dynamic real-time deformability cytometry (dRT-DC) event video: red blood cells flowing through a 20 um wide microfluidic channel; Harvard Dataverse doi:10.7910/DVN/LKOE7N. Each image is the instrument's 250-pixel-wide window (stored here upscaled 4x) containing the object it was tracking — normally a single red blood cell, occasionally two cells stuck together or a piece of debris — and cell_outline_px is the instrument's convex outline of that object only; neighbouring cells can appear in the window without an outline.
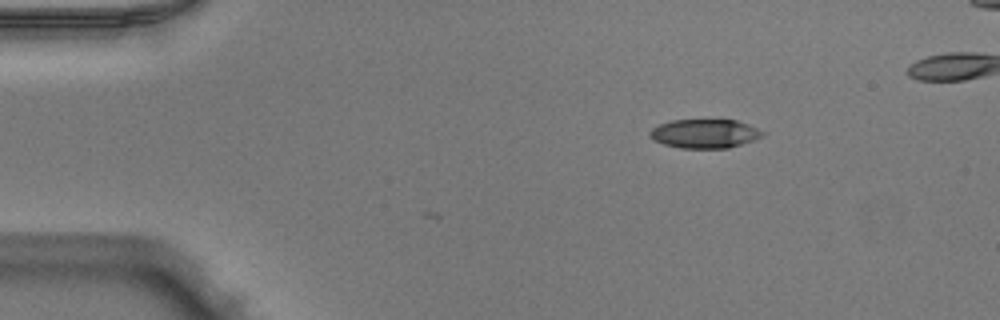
{"species": "Egyptian fruit bat (a non-hibernating species)", "species_latin": "Rousettus aegyptiacus", "temperature_condition": "warm", "stored_images_in_passage": 3, "camera_frame_rate_fps": 3000, "um_per_image_px": 0.085, "animal": {"sex": "male"}, "frame": {"image": 1, "passage_image": 3, "time_ms": 0.667, "image_size_px": [1000, 320], "cell_outline_px": [[764, 132], [760, 136], [752, 140], [728, 148], [680, 148], [664, 144], [652, 140], [648, 136], [648, 132], [652, 128], [660, 124], [672, 120], [736, 120], [748, 124]], "centroid_in_image_um": [59.82, 11.36], "position_along_channel_um": 25.2, "area_um2": 18.84}}